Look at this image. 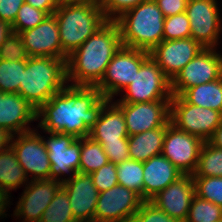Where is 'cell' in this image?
<instances>
[{
	"instance_id": "cell-1",
	"label": "cell",
	"mask_w": 222,
	"mask_h": 222,
	"mask_svg": "<svg viewBox=\"0 0 222 222\" xmlns=\"http://www.w3.org/2000/svg\"><path fill=\"white\" fill-rule=\"evenodd\" d=\"M111 101L97 87L66 85L37 110L45 132L64 133L80 139L89 137L104 106Z\"/></svg>"
},
{
	"instance_id": "cell-2",
	"label": "cell",
	"mask_w": 222,
	"mask_h": 222,
	"mask_svg": "<svg viewBox=\"0 0 222 222\" xmlns=\"http://www.w3.org/2000/svg\"><path fill=\"white\" fill-rule=\"evenodd\" d=\"M122 46L117 23L108 20L67 57V82L73 81L71 85L74 86L95 87Z\"/></svg>"
},
{
	"instance_id": "cell-3",
	"label": "cell",
	"mask_w": 222,
	"mask_h": 222,
	"mask_svg": "<svg viewBox=\"0 0 222 222\" xmlns=\"http://www.w3.org/2000/svg\"><path fill=\"white\" fill-rule=\"evenodd\" d=\"M66 60L40 56L26 60L19 94L36 110L68 84Z\"/></svg>"
},
{
	"instance_id": "cell-4",
	"label": "cell",
	"mask_w": 222,
	"mask_h": 222,
	"mask_svg": "<svg viewBox=\"0 0 222 222\" xmlns=\"http://www.w3.org/2000/svg\"><path fill=\"white\" fill-rule=\"evenodd\" d=\"M164 20L156 2L146 0L114 21L119 27L123 46L150 52L163 41Z\"/></svg>"
},
{
	"instance_id": "cell-5",
	"label": "cell",
	"mask_w": 222,
	"mask_h": 222,
	"mask_svg": "<svg viewBox=\"0 0 222 222\" xmlns=\"http://www.w3.org/2000/svg\"><path fill=\"white\" fill-rule=\"evenodd\" d=\"M54 15L58 23L62 59H67L108 21L97 3L57 7Z\"/></svg>"
},
{
	"instance_id": "cell-6",
	"label": "cell",
	"mask_w": 222,
	"mask_h": 222,
	"mask_svg": "<svg viewBox=\"0 0 222 222\" xmlns=\"http://www.w3.org/2000/svg\"><path fill=\"white\" fill-rule=\"evenodd\" d=\"M125 94L118 102L140 103L171 100V80L149 56L135 74L132 82L124 89Z\"/></svg>"
},
{
	"instance_id": "cell-7",
	"label": "cell",
	"mask_w": 222,
	"mask_h": 222,
	"mask_svg": "<svg viewBox=\"0 0 222 222\" xmlns=\"http://www.w3.org/2000/svg\"><path fill=\"white\" fill-rule=\"evenodd\" d=\"M221 120V112L190 104L182 96H172L170 121L181 131L195 135L206 142L211 138Z\"/></svg>"
},
{
	"instance_id": "cell-8",
	"label": "cell",
	"mask_w": 222,
	"mask_h": 222,
	"mask_svg": "<svg viewBox=\"0 0 222 222\" xmlns=\"http://www.w3.org/2000/svg\"><path fill=\"white\" fill-rule=\"evenodd\" d=\"M149 52L122 46L108 64L101 81L95 86L102 96L113 100L133 80ZM113 98V99H112Z\"/></svg>"
},
{
	"instance_id": "cell-9",
	"label": "cell",
	"mask_w": 222,
	"mask_h": 222,
	"mask_svg": "<svg viewBox=\"0 0 222 222\" xmlns=\"http://www.w3.org/2000/svg\"><path fill=\"white\" fill-rule=\"evenodd\" d=\"M222 55L215 48H203L171 80V93L181 96L188 88L221 78Z\"/></svg>"
},
{
	"instance_id": "cell-10",
	"label": "cell",
	"mask_w": 222,
	"mask_h": 222,
	"mask_svg": "<svg viewBox=\"0 0 222 222\" xmlns=\"http://www.w3.org/2000/svg\"><path fill=\"white\" fill-rule=\"evenodd\" d=\"M216 0H188L185 13L189 18L191 38L203 48H217L222 21Z\"/></svg>"
},
{
	"instance_id": "cell-11",
	"label": "cell",
	"mask_w": 222,
	"mask_h": 222,
	"mask_svg": "<svg viewBox=\"0 0 222 222\" xmlns=\"http://www.w3.org/2000/svg\"><path fill=\"white\" fill-rule=\"evenodd\" d=\"M12 136L11 148L16 153L19 164L28 174L32 173V180L50 179L51 163L48 157L43 137L35 130ZM14 140V141H13Z\"/></svg>"
},
{
	"instance_id": "cell-12",
	"label": "cell",
	"mask_w": 222,
	"mask_h": 222,
	"mask_svg": "<svg viewBox=\"0 0 222 222\" xmlns=\"http://www.w3.org/2000/svg\"><path fill=\"white\" fill-rule=\"evenodd\" d=\"M203 144L199 137L181 131L170 123L166 129L162 155L184 175H193Z\"/></svg>"
},
{
	"instance_id": "cell-13",
	"label": "cell",
	"mask_w": 222,
	"mask_h": 222,
	"mask_svg": "<svg viewBox=\"0 0 222 222\" xmlns=\"http://www.w3.org/2000/svg\"><path fill=\"white\" fill-rule=\"evenodd\" d=\"M142 201L133 190L117 184L98 194L94 222H129Z\"/></svg>"
},
{
	"instance_id": "cell-14",
	"label": "cell",
	"mask_w": 222,
	"mask_h": 222,
	"mask_svg": "<svg viewBox=\"0 0 222 222\" xmlns=\"http://www.w3.org/2000/svg\"><path fill=\"white\" fill-rule=\"evenodd\" d=\"M170 101L114 102L123 112L128 136L162 127L170 120Z\"/></svg>"
},
{
	"instance_id": "cell-15",
	"label": "cell",
	"mask_w": 222,
	"mask_h": 222,
	"mask_svg": "<svg viewBox=\"0 0 222 222\" xmlns=\"http://www.w3.org/2000/svg\"><path fill=\"white\" fill-rule=\"evenodd\" d=\"M48 140L43 138L51 163L50 179L63 181L65 173H78L80 165L81 138L64 133H48ZM60 176V177H59Z\"/></svg>"
},
{
	"instance_id": "cell-16",
	"label": "cell",
	"mask_w": 222,
	"mask_h": 222,
	"mask_svg": "<svg viewBox=\"0 0 222 222\" xmlns=\"http://www.w3.org/2000/svg\"><path fill=\"white\" fill-rule=\"evenodd\" d=\"M202 49L197 41L189 37L163 40L149 53L164 74L172 80Z\"/></svg>"
},
{
	"instance_id": "cell-17",
	"label": "cell",
	"mask_w": 222,
	"mask_h": 222,
	"mask_svg": "<svg viewBox=\"0 0 222 222\" xmlns=\"http://www.w3.org/2000/svg\"><path fill=\"white\" fill-rule=\"evenodd\" d=\"M70 202L72 214L77 222H94L98 190L91 174L75 173L62 181Z\"/></svg>"
},
{
	"instance_id": "cell-18",
	"label": "cell",
	"mask_w": 222,
	"mask_h": 222,
	"mask_svg": "<svg viewBox=\"0 0 222 222\" xmlns=\"http://www.w3.org/2000/svg\"><path fill=\"white\" fill-rule=\"evenodd\" d=\"M30 181L26 184L13 215L17 218L23 216V222H40L43 212L62 186V182L56 179Z\"/></svg>"
},
{
	"instance_id": "cell-19",
	"label": "cell",
	"mask_w": 222,
	"mask_h": 222,
	"mask_svg": "<svg viewBox=\"0 0 222 222\" xmlns=\"http://www.w3.org/2000/svg\"><path fill=\"white\" fill-rule=\"evenodd\" d=\"M29 57L62 59V46L58 23L54 14L48 15L39 25L19 33Z\"/></svg>"
},
{
	"instance_id": "cell-20",
	"label": "cell",
	"mask_w": 222,
	"mask_h": 222,
	"mask_svg": "<svg viewBox=\"0 0 222 222\" xmlns=\"http://www.w3.org/2000/svg\"><path fill=\"white\" fill-rule=\"evenodd\" d=\"M194 196L195 184L192 175H183L150 201L169 217L186 222Z\"/></svg>"
},
{
	"instance_id": "cell-21",
	"label": "cell",
	"mask_w": 222,
	"mask_h": 222,
	"mask_svg": "<svg viewBox=\"0 0 222 222\" xmlns=\"http://www.w3.org/2000/svg\"><path fill=\"white\" fill-rule=\"evenodd\" d=\"M35 120L37 110L19 93L0 92V128L12 135L25 133L34 130L28 125Z\"/></svg>"
},
{
	"instance_id": "cell-22",
	"label": "cell",
	"mask_w": 222,
	"mask_h": 222,
	"mask_svg": "<svg viewBox=\"0 0 222 222\" xmlns=\"http://www.w3.org/2000/svg\"><path fill=\"white\" fill-rule=\"evenodd\" d=\"M183 175L162 154L143 162L144 201H150L161 190H164Z\"/></svg>"
},
{
	"instance_id": "cell-23",
	"label": "cell",
	"mask_w": 222,
	"mask_h": 222,
	"mask_svg": "<svg viewBox=\"0 0 222 222\" xmlns=\"http://www.w3.org/2000/svg\"><path fill=\"white\" fill-rule=\"evenodd\" d=\"M109 101L103 108L98 121L90 129L89 137L98 143L120 142L128 139L126 121L122 110Z\"/></svg>"
},
{
	"instance_id": "cell-24",
	"label": "cell",
	"mask_w": 222,
	"mask_h": 222,
	"mask_svg": "<svg viewBox=\"0 0 222 222\" xmlns=\"http://www.w3.org/2000/svg\"><path fill=\"white\" fill-rule=\"evenodd\" d=\"M28 179L11 146L0 151V217L6 215L5 209L10 204L9 191L28 183Z\"/></svg>"
},
{
	"instance_id": "cell-25",
	"label": "cell",
	"mask_w": 222,
	"mask_h": 222,
	"mask_svg": "<svg viewBox=\"0 0 222 222\" xmlns=\"http://www.w3.org/2000/svg\"><path fill=\"white\" fill-rule=\"evenodd\" d=\"M170 123L169 120L162 127L128 136L129 158L145 162L151 157L162 154L166 129Z\"/></svg>"
},
{
	"instance_id": "cell-26",
	"label": "cell",
	"mask_w": 222,
	"mask_h": 222,
	"mask_svg": "<svg viewBox=\"0 0 222 222\" xmlns=\"http://www.w3.org/2000/svg\"><path fill=\"white\" fill-rule=\"evenodd\" d=\"M181 96L190 104L222 113V77L188 88Z\"/></svg>"
},
{
	"instance_id": "cell-27",
	"label": "cell",
	"mask_w": 222,
	"mask_h": 222,
	"mask_svg": "<svg viewBox=\"0 0 222 222\" xmlns=\"http://www.w3.org/2000/svg\"><path fill=\"white\" fill-rule=\"evenodd\" d=\"M109 162L101 144L90 137L81 138L79 172L91 174Z\"/></svg>"
},
{
	"instance_id": "cell-28",
	"label": "cell",
	"mask_w": 222,
	"mask_h": 222,
	"mask_svg": "<svg viewBox=\"0 0 222 222\" xmlns=\"http://www.w3.org/2000/svg\"><path fill=\"white\" fill-rule=\"evenodd\" d=\"M118 184L133 190L144 201L143 162L128 159L116 165Z\"/></svg>"
},
{
	"instance_id": "cell-29",
	"label": "cell",
	"mask_w": 222,
	"mask_h": 222,
	"mask_svg": "<svg viewBox=\"0 0 222 222\" xmlns=\"http://www.w3.org/2000/svg\"><path fill=\"white\" fill-rule=\"evenodd\" d=\"M222 177V149L204 142L192 177Z\"/></svg>"
},
{
	"instance_id": "cell-30",
	"label": "cell",
	"mask_w": 222,
	"mask_h": 222,
	"mask_svg": "<svg viewBox=\"0 0 222 222\" xmlns=\"http://www.w3.org/2000/svg\"><path fill=\"white\" fill-rule=\"evenodd\" d=\"M40 222H77L70 208L68 194L62 186L43 212Z\"/></svg>"
},
{
	"instance_id": "cell-31",
	"label": "cell",
	"mask_w": 222,
	"mask_h": 222,
	"mask_svg": "<svg viewBox=\"0 0 222 222\" xmlns=\"http://www.w3.org/2000/svg\"><path fill=\"white\" fill-rule=\"evenodd\" d=\"M26 60H0V92L19 93Z\"/></svg>"
},
{
	"instance_id": "cell-32",
	"label": "cell",
	"mask_w": 222,
	"mask_h": 222,
	"mask_svg": "<svg viewBox=\"0 0 222 222\" xmlns=\"http://www.w3.org/2000/svg\"><path fill=\"white\" fill-rule=\"evenodd\" d=\"M222 220V207L199 198L192 199L186 222H218Z\"/></svg>"
},
{
	"instance_id": "cell-33",
	"label": "cell",
	"mask_w": 222,
	"mask_h": 222,
	"mask_svg": "<svg viewBox=\"0 0 222 222\" xmlns=\"http://www.w3.org/2000/svg\"><path fill=\"white\" fill-rule=\"evenodd\" d=\"M195 195L222 207V177H193Z\"/></svg>"
},
{
	"instance_id": "cell-34",
	"label": "cell",
	"mask_w": 222,
	"mask_h": 222,
	"mask_svg": "<svg viewBox=\"0 0 222 222\" xmlns=\"http://www.w3.org/2000/svg\"><path fill=\"white\" fill-rule=\"evenodd\" d=\"M47 16L48 14L45 11L34 8L30 4L24 2L16 15L14 23L11 25L12 32L20 33L27 29L34 28Z\"/></svg>"
},
{
	"instance_id": "cell-35",
	"label": "cell",
	"mask_w": 222,
	"mask_h": 222,
	"mask_svg": "<svg viewBox=\"0 0 222 222\" xmlns=\"http://www.w3.org/2000/svg\"><path fill=\"white\" fill-rule=\"evenodd\" d=\"M191 37L190 22L186 13L165 17L163 40H175Z\"/></svg>"
},
{
	"instance_id": "cell-36",
	"label": "cell",
	"mask_w": 222,
	"mask_h": 222,
	"mask_svg": "<svg viewBox=\"0 0 222 222\" xmlns=\"http://www.w3.org/2000/svg\"><path fill=\"white\" fill-rule=\"evenodd\" d=\"M29 58L26 48L19 33L12 32L0 47V60L19 61Z\"/></svg>"
},
{
	"instance_id": "cell-37",
	"label": "cell",
	"mask_w": 222,
	"mask_h": 222,
	"mask_svg": "<svg viewBox=\"0 0 222 222\" xmlns=\"http://www.w3.org/2000/svg\"><path fill=\"white\" fill-rule=\"evenodd\" d=\"M94 186L98 192H104L118 184L116 164L108 162L100 169L91 173Z\"/></svg>"
},
{
	"instance_id": "cell-38",
	"label": "cell",
	"mask_w": 222,
	"mask_h": 222,
	"mask_svg": "<svg viewBox=\"0 0 222 222\" xmlns=\"http://www.w3.org/2000/svg\"><path fill=\"white\" fill-rule=\"evenodd\" d=\"M129 222H179L169 217L151 201H142L139 210Z\"/></svg>"
},
{
	"instance_id": "cell-39",
	"label": "cell",
	"mask_w": 222,
	"mask_h": 222,
	"mask_svg": "<svg viewBox=\"0 0 222 222\" xmlns=\"http://www.w3.org/2000/svg\"><path fill=\"white\" fill-rule=\"evenodd\" d=\"M143 1L146 0H98L97 4L103 10L106 19L114 21L122 13Z\"/></svg>"
},
{
	"instance_id": "cell-40",
	"label": "cell",
	"mask_w": 222,
	"mask_h": 222,
	"mask_svg": "<svg viewBox=\"0 0 222 222\" xmlns=\"http://www.w3.org/2000/svg\"><path fill=\"white\" fill-rule=\"evenodd\" d=\"M108 160L114 164H120L129 158L128 139H120V142L100 143Z\"/></svg>"
},
{
	"instance_id": "cell-41",
	"label": "cell",
	"mask_w": 222,
	"mask_h": 222,
	"mask_svg": "<svg viewBox=\"0 0 222 222\" xmlns=\"http://www.w3.org/2000/svg\"><path fill=\"white\" fill-rule=\"evenodd\" d=\"M25 0H0V20L12 25Z\"/></svg>"
},
{
	"instance_id": "cell-42",
	"label": "cell",
	"mask_w": 222,
	"mask_h": 222,
	"mask_svg": "<svg viewBox=\"0 0 222 222\" xmlns=\"http://www.w3.org/2000/svg\"><path fill=\"white\" fill-rule=\"evenodd\" d=\"M165 17L185 12L188 0H154Z\"/></svg>"
},
{
	"instance_id": "cell-43",
	"label": "cell",
	"mask_w": 222,
	"mask_h": 222,
	"mask_svg": "<svg viewBox=\"0 0 222 222\" xmlns=\"http://www.w3.org/2000/svg\"><path fill=\"white\" fill-rule=\"evenodd\" d=\"M25 2L34 8L45 11L48 15L54 14L57 9L55 0H25Z\"/></svg>"
},
{
	"instance_id": "cell-44",
	"label": "cell",
	"mask_w": 222,
	"mask_h": 222,
	"mask_svg": "<svg viewBox=\"0 0 222 222\" xmlns=\"http://www.w3.org/2000/svg\"><path fill=\"white\" fill-rule=\"evenodd\" d=\"M208 142L212 146L222 149V120Z\"/></svg>"
},
{
	"instance_id": "cell-45",
	"label": "cell",
	"mask_w": 222,
	"mask_h": 222,
	"mask_svg": "<svg viewBox=\"0 0 222 222\" xmlns=\"http://www.w3.org/2000/svg\"><path fill=\"white\" fill-rule=\"evenodd\" d=\"M12 134L5 129L0 128V151H3L11 146Z\"/></svg>"
},
{
	"instance_id": "cell-46",
	"label": "cell",
	"mask_w": 222,
	"mask_h": 222,
	"mask_svg": "<svg viewBox=\"0 0 222 222\" xmlns=\"http://www.w3.org/2000/svg\"><path fill=\"white\" fill-rule=\"evenodd\" d=\"M57 7L80 5V4H92L97 3L98 0H55Z\"/></svg>"
},
{
	"instance_id": "cell-47",
	"label": "cell",
	"mask_w": 222,
	"mask_h": 222,
	"mask_svg": "<svg viewBox=\"0 0 222 222\" xmlns=\"http://www.w3.org/2000/svg\"><path fill=\"white\" fill-rule=\"evenodd\" d=\"M12 33V27L9 23L0 20V47L2 46L5 38Z\"/></svg>"
}]
</instances>
